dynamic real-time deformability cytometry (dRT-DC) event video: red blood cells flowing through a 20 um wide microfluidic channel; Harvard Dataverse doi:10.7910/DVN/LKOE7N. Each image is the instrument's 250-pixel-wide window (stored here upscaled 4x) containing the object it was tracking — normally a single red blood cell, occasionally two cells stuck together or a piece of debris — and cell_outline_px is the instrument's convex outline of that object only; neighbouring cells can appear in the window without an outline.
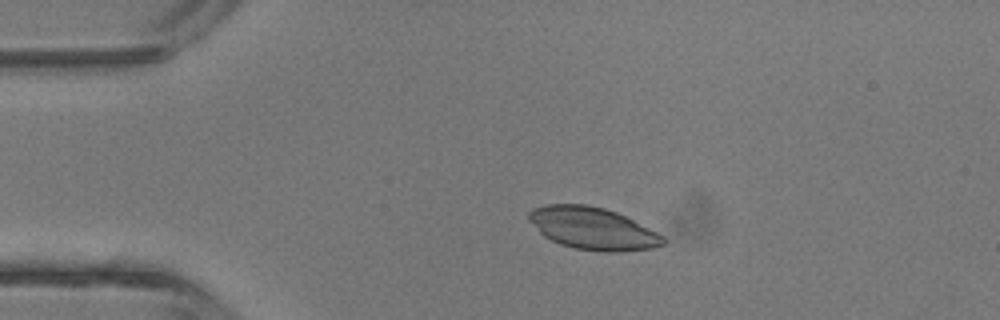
{"species": "common noctule bat (a hibernating species)", "species_latin": "Nyctalus noctula", "temperature_condition": "room temperature", "stored_images_in_passage": 3, "camera_frame_rate_fps": 3000, "um_per_image_px": 0.085, "animal": {"sex": "male", "body_mass_g": 13.3}, "frame": {"image": 1, "passage_image": 2, "time_ms": 1.0, "image_size_px": [1000, 320], "cell_outline_px": [[668, 240], [664, 244], [656, 248], [616, 252], [600, 252], [576, 248], [560, 244], [544, 236], [528, 220], [528, 212], [532, 208], [544, 204], [588, 204], [604, 208], [616, 212], [664, 236]], "centroid_in_image_um": [50.38, 19.42], "position_along_channel_um": 34.6, "area_um2": 33.12}}